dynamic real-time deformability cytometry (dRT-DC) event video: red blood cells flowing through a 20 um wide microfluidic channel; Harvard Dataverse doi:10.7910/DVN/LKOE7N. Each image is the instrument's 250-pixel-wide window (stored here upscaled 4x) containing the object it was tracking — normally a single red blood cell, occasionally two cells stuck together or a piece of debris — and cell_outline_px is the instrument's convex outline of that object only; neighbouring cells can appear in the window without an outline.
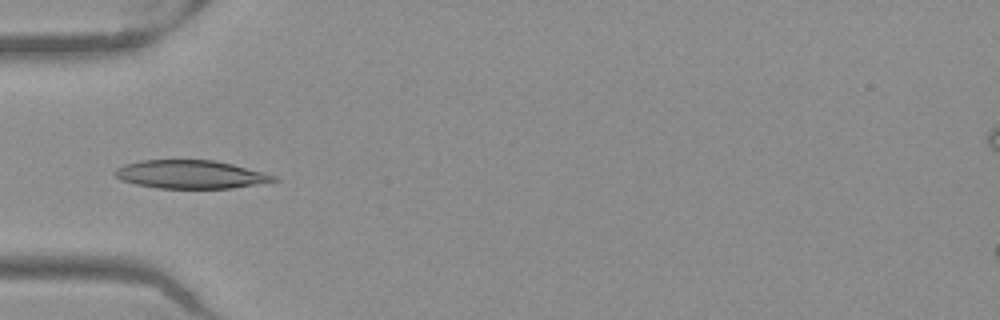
{"species": "Egyptian fruit bat (a non-hibernating species)", "species_latin": "Rousettus aegyptiacus", "temperature_condition": "warm", "stored_images_in_passage": 43, "camera_frame_rate_fps": 3000, "um_per_image_px": 0.085, "frame": {"image": 1, "passage_image": 9, "time_ms": 2.667, "image_size_px": [1000, 320], "cell_outline_px": [[280, 180], [232, 188], [156, 188], [136, 184], [120, 180], [112, 172], [116, 168], [124, 164], [140, 160], [212, 160], [232, 164], [264, 172], [276, 176]], "centroid_in_image_um": [16.17, 14.82], "position_along_channel_um": 68.8, "area_um2": 26.18}}
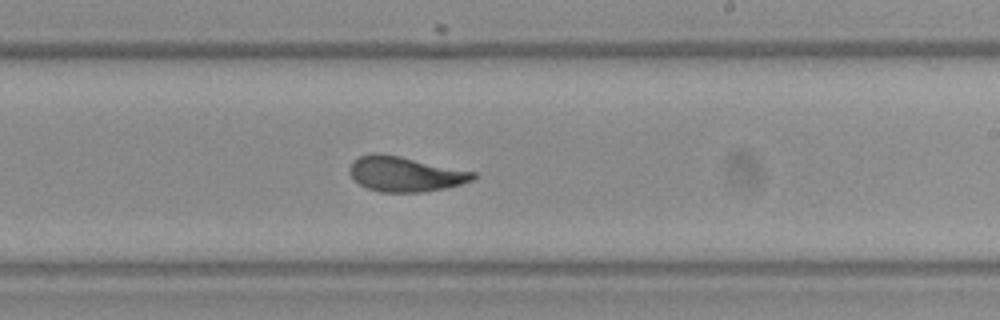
{"frame": {"image": 2, "passage_image": 23, "time_ms": 7.333, "image_size_px": [1000, 320], "cell_outline_px": [[476, 176], [472, 180], [460, 184], [444, 188], [420, 192], [380, 192], [368, 188], [360, 184], [348, 172], [348, 168], [352, 160], [360, 156], [372, 152], [376, 152], [400, 156], [476, 172]], "centroid_in_image_um": [34.4, 14.78], "position_along_channel_um": 254.6, "area_um2": 25.14}}
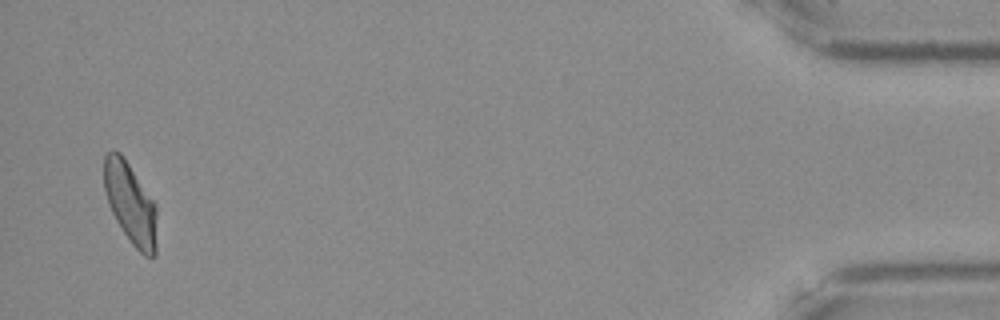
{"frame": {"image": 3, "passage_image": 42, "time_ms": 13.667, "image_size_px": [1000, 320], "cell_outline_px": [[156, 256], [144, 256], [132, 244], [116, 220], [108, 204], [104, 188], [104, 156], [108, 152], [120, 152], [156, 204]], "centroid_in_image_um": [11.09, 17.31], "position_along_channel_um": 424.1, "area_um2": 24.68}, "authors_computed_cell_mechanics": {"area_um2": 25.3742, "velocity_mm_per_s": 3.9776, "shape_relaxation_time_tau1_ms": 5.9898, "shape_relaxation_time_tau2_ms": 1.1981, "deformation_change_tau1": 0.1794, "deformation_change_tau2": 0.0593}}